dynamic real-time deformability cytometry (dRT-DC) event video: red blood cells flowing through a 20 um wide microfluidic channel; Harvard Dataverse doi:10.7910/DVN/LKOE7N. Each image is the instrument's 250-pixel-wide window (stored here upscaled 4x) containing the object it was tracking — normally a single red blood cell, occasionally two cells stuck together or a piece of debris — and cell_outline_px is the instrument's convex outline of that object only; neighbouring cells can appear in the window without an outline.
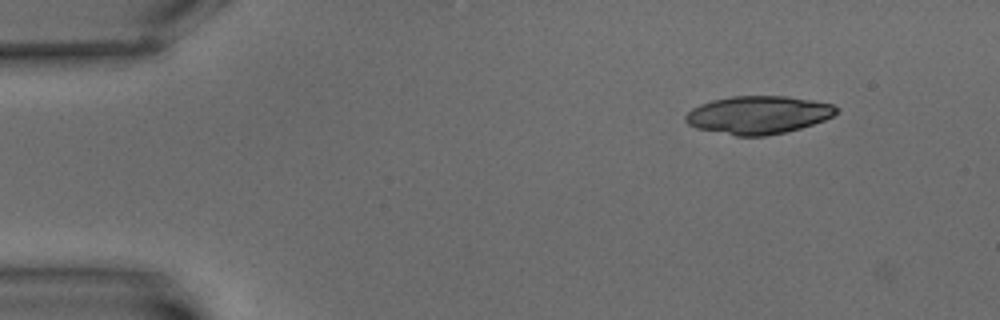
{"species": "common noctule bat (a hibernating species)", "species_latin": "Nyctalus noctula", "temperature_condition": "warm", "stored_images_in_passage": 4, "camera_frame_rate_fps": 3000, "um_per_image_px": 0.085, "animal": {"sex": "male", "body_mass_g": 15.6}, "frame": {"image": 1, "passage_image": 1, "time_ms": 0.0, "image_size_px": [1000, 320], "cell_outline_px": [[840, 108], [832, 116], [824, 120], [800, 128], [784, 132], [764, 136], [736, 136], [696, 128], [688, 124], [684, 120], [684, 116], [692, 108], [700, 104], [712, 100], [732, 96], [788, 96], [812, 100], [832, 104]], "centroid_in_image_um": [64.43, 9.76], "position_along_channel_um": 20.6, "area_um2": 33.35}}